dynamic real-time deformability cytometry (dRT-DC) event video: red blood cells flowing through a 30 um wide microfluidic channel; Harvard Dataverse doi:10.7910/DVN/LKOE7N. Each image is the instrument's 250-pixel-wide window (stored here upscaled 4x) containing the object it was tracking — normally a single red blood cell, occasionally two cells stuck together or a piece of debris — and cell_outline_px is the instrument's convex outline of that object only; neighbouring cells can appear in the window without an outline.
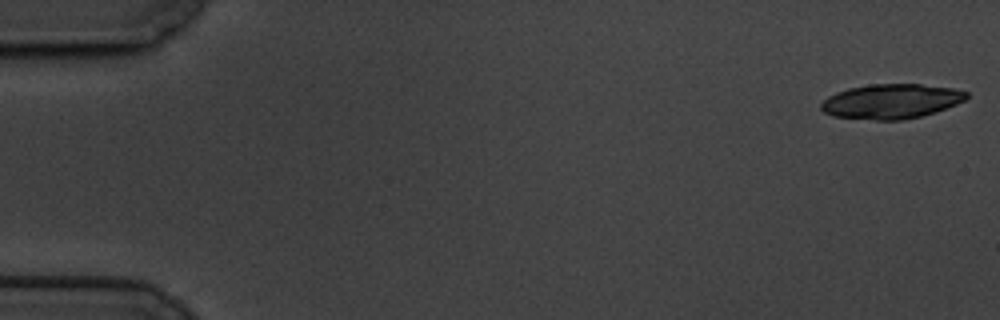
{"species": "common noctule bat (a hibernating species)", "species_latin": "Nyctalus noctula", "temperature_condition": "cold", "stored_images_in_passage": 9, "camera_frame_rate_fps": 3000, "um_per_image_px": 0.085, "animal": {"sex": "male", "body_mass_g": 19.5, "forearm_length_mm": 54.6}, "frame": {"image": 1, "passage_image": 1, "time_ms": 0.0, "image_size_px": [1000, 320], "cell_outline_px": [[968, 96], [964, 100], [956, 104], [920, 116], [904, 120], [876, 120], [832, 116], [824, 112], [820, 108], [820, 104], [828, 96], [836, 92], [848, 88], [868, 84], [920, 84], [956, 88], [968, 92]], "centroid_in_image_um": [75.73, 8.6], "position_along_channel_um": 9.3, "area_um2": 29.36}}